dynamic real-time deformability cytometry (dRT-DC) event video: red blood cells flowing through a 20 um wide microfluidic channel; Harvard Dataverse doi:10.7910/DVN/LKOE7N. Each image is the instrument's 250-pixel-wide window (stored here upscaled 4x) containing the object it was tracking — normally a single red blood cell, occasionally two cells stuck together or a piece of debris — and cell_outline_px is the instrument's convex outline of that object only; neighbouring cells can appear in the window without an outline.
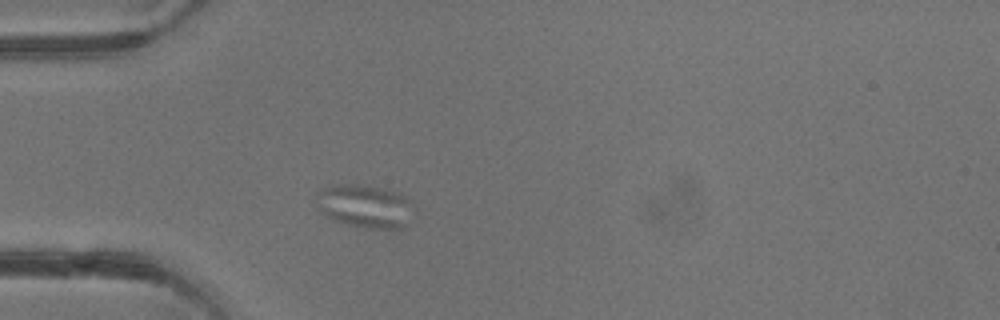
{"species": "common noctule bat (a hibernating species)", "species_latin": "Nyctalus noctula", "temperature_condition": "warm", "stored_images_in_passage": 2, "camera_frame_rate_fps": 3000, "um_per_image_px": 0.085, "animal": {"sex": "male", "body_mass_g": 13.3}, "frame": {"image": 1, "passage_image": 2, "time_ms": 1.333, "image_size_px": [1000, 320], "cell_outline_px": [[408, 204], [404, 224], [400, 228], [364, 228], [344, 224], [324, 216], [320, 212], [316, 192], [332, 184], [360, 184], [384, 188], [400, 192], [408, 200]], "centroid_in_image_um": [30.88, 17.49], "position_along_channel_um": 54.1, "area_um2": 23.99}}